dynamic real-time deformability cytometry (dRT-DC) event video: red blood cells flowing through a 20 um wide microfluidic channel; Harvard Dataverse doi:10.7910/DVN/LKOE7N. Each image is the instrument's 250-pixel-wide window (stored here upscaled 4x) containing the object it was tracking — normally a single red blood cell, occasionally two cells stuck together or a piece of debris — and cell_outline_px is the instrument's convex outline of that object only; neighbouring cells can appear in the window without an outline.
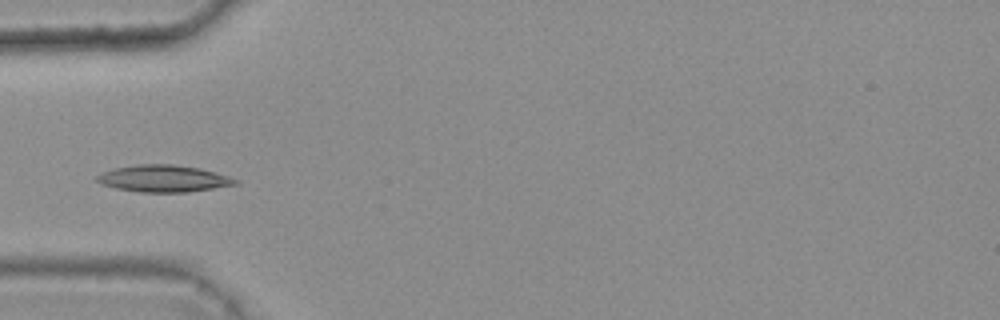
{"species": "common noctule bat (a hibernating species)", "species_latin": "Nyctalus noctula", "temperature_condition": "warm", "stored_images_in_passage": 4, "camera_frame_rate_fps": 3000, "um_per_image_px": 0.085, "animal": {"sex": "female", "body_mass_g": 25.1}, "frame": {"image": 1, "passage_image": 4, "time_ms": 1.0, "image_size_px": [1000, 320], "cell_outline_px": [[240, 184], [188, 192], [140, 192], [116, 188], [100, 184], [96, 180], [96, 176], [100, 172], [116, 168], [136, 164], [172, 164], [200, 168], [216, 172], [240, 180]], "centroid_in_image_um": [13.91, 15.17], "position_along_channel_um": 71.1, "area_um2": 21.85}}